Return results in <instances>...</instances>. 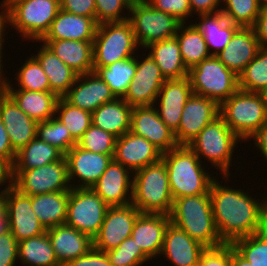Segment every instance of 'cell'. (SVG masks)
I'll use <instances>...</instances> for the list:
<instances>
[{
    "label": "cell",
    "instance_id": "55",
    "mask_svg": "<svg viewBox=\"0 0 267 266\" xmlns=\"http://www.w3.org/2000/svg\"><path fill=\"white\" fill-rule=\"evenodd\" d=\"M253 29L260 46L267 47V2H263Z\"/></svg>",
    "mask_w": 267,
    "mask_h": 266
},
{
    "label": "cell",
    "instance_id": "60",
    "mask_svg": "<svg viewBox=\"0 0 267 266\" xmlns=\"http://www.w3.org/2000/svg\"><path fill=\"white\" fill-rule=\"evenodd\" d=\"M230 266H253L241 257L230 244Z\"/></svg>",
    "mask_w": 267,
    "mask_h": 266
},
{
    "label": "cell",
    "instance_id": "39",
    "mask_svg": "<svg viewBox=\"0 0 267 266\" xmlns=\"http://www.w3.org/2000/svg\"><path fill=\"white\" fill-rule=\"evenodd\" d=\"M136 56L122 59L107 67L93 68L110 88L116 98H123L136 73Z\"/></svg>",
    "mask_w": 267,
    "mask_h": 266
},
{
    "label": "cell",
    "instance_id": "48",
    "mask_svg": "<svg viewBox=\"0 0 267 266\" xmlns=\"http://www.w3.org/2000/svg\"><path fill=\"white\" fill-rule=\"evenodd\" d=\"M132 1L133 0H95L96 23L99 25L102 23L127 21ZM125 9L128 12L127 16H125Z\"/></svg>",
    "mask_w": 267,
    "mask_h": 266
},
{
    "label": "cell",
    "instance_id": "8",
    "mask_svg": "<svg viewBox=\"0 0 267 266\" xmlns=\"http://www.w3.org/2000/svg\"><path fill=\"white\" fill-rule=\"evenodd\" d=\"M138 47L128 20L99 24L93 40V68L107 67L116 61L131 58Z\"/></svg>",
    "mask_w": 267,
    "mask_h": 266
},
{
    "label": "cell",
    "instance_id": "18",
    "mask_svg": "<svg viewBox=\"0 0 267 266\" xmlns=\"http://www.w3.org/2000/svg\"><path fill=\"white\" fill-rule=\"evenodd\" d=\"M131 172L121 163L112 160L91 189L109 207L129 205L132 202L133 193V174L131 175Z\"/></svg>",
    "mask_w": 267,
    "mask_h": 266
},
{
    "label": "cell",
    "instance_id": "4",
    "mask_svg": "<svg viewBox=\"0 0 267 266\" xmlns=\"http://www.w3.org/2000/svg\"><path fill=\"white\" fill-rule=\"evenodd\" d=\"M173 200L166 163L162 158L133 172L131 203L141 213L169 215Z\"/></svg>",
    "mask_w": 267,
    "mask_h": 266
},
{
    "label": "cell",
    "instance_id": "5",
    "mask_svg": "<svg viewBox=\"0 0 267 266\" xmlns=\"http://www.w3.org/2000/svg\"><path fill=\"white\" fill-rule=\"evenodd\" d=\"M3 9L9 19V26L20 33L22 40L39 42L48 32L60 7L58 0H2Z\"/></svg>",
    "mask_w": 267,
    "mask_h": 266
},
{
    "label": "cell",
    "instance_id": "49",
    "mask_svg": "<svg viewBox=\"0 0 267 266\" xmlns=\"http://www.w3.org/2000/svg\"><path fill=\"white\" fill-rule=\"evenodd\" d=\"M151 7L174 16L181 23H186L191 16L189 0H145Z\"/></svg>",
    "mask_w": 267,
    "mask_h": 266
},
{
    "label": "cell",
    "instance_id": "16",
    "mask_svg": "<svg viewBox=\"0 0 267 266\" xmlns=\"http://www.w3.org/2000/svg\"><path fill=\"white\" fill-rule=\"evenodd\" d=\"M220 105L207 97L192 94L185 103L178 130L174 133L178 145H188L202 129L220 114Z\"/></svg>",
    "mask_w": 267,
    "mask_h": 266
},
{
    "label": "cell",
    "instance_id": "25",
    "mask_svg": "<svg viewBox=\"0 0 267 266\" xmlns=\"http://www.w3.org/2000/svg\"><path fill=\"white\" fill-rule=\"evenodd\" d=\"M0 118L16 152L37 137L38 122L24 113L7 94L0 98Z\"/></svg>",
    "mask_w": 267,
    "mask_h": 266
},
{
    "label": "cell",
    "instance_id": "22",
    "mask_svg": "<svg viewBox=\"0 0 267 266\" xmlns=\"http://www.w3.org/2000/svg\"><path fill=\"white\" fill-rule=\"evenodd\" d=\"M162 158V152L144 137L131 131L116 139L113 160L133 172L155 163Z\"/></svg>",
    "mask_w": 267,
    "mask_h": 266
},
{
    "label": "cell",
    "instance_id": "34",
    "mask_svg": "<svg viewBox=\"0 0 267 266\" xmlns=\"http://www.w3.org/2000/svg\"><path fill=\"white\" fill-rule=\"evenodd\" d=\"M196 15L201 22L194 25L203 34L209 52L216 56L227 46L239 26L228 21L221 11Z\"/></svg>",
    "mask_w": 267,
    "mask_h": 266
},
{
    "label": "cell",
    "instance_id": "20",
    "mask_svg": "<svg viewBox=\"0 0 267 266\" xmlns=\"http://www.w3.org/2000/svg\"><path fill=\"white\" fill-rule=\"evenodd\" d=\"M192 94L188 76L180 79H166L158 93L154 106L161 120L174 133L178 130L185 103Z\"/></svg>",
    "mask_w": 267,
    "mask_h": 266
},
{
    "label": "cell",
    "instance_id": "53",
    "mask_svg": "<svg viewBox=\"0 0 267 266\" xmlns=\"http://www.w3.org/2000/svg\"><path fill=\"white\" fill-rule=\"evenodd\" d=\"M64 266H112L106 252L92 247L86 254L67 262Z\"/></svg>",
    "mask_w": 267,
    "mask_h": 266
},
{
    "label": "cell",
    "instance_id": "30",
    "mask_svg": "<svg viewBox=\"0 0 267 266\" xmlns=\"http://www.w3.org/2000/svg\"><path fill=\"white\" fill-rule=\"evenodd\" d=\"M78 74L93 72V41L40 40Z\"/></svg>",
    "mask_w": 267,
    "mask_h": 266
},
{
    "label": "cell",
    "instance_id": "31",
    "mask_svg": "<svg viewBox=\"0 0 267 266\" xmlns=\"http://www.w3.org/2000/svg\"><path fill=\"white\" fill-rule=\"evenodd\" d=\"M40 47V50L36 51L37 54L32 53L31 55H34L33 57L39 62L47 75L51 92L59 98L63 97L75 83L79 74L68 67L44 43Z\"/></svg>",
    "mask_w": 267,
    "mask_h": 266
},
{
    "label": "cell",
    "instance_id": "50",
    "mask_svg": "<svg viewBox=\"0 0 267 266\" xmlns=\"http://www.w3.org/2000/svg\"><path fill=\"white\" fill-rule=\"evenodd\" d=\"M197 266H230V244L206 248Z\"/></svg>",
    "mask_w": 267,
    "mask_h": 266
},
{
    "label": "cell",
    "instance_id": "3",
    "mask_svg": "<svg viewBox=\"0 0 267 266\" xmlns=\"http://www.w3.org/2000/svg\"><path fill=\"white\" fill-rule=\"evenodd\" d=\"M170 221L206 248L225 244L217 231L210 194L185 196L173 200Z\"/></svg>",
    "mask_w": 267,
    "mask_h": 266
},
{
    "label": "cell",
    "instance_id": "56",
    "mask_svg": "<svg viewBox=\"0 0 267 266\" xmlns=\"http://www.w3.org/2000/svg\"><path fill=\"white\" fill-rule=\"evenodd\" d=\"M222 0H189L191 16L195 13L207 14L221 11ZM221 3V4H220ZM220 7V8H219Z\"/></svg>",
    "mask_w": 267,
    "mask_h": 266
},
{
    "label": "cell",
    "instance_id": "23",
    "mask_svg": "<svg viewBox=\"0 0 267 266\" xmlns=\"http://www.w3.org/2000/svg\"><path fill=\"white\" fill-rule=\"evenodd\" d=\"M261 48L253 27H239L216 57L239 76Z\"/></svg>",
    "mask_w": 267,
    "mask_h": 266
},
{
    "label": "cell",
    "instance_id": "19",
    "mask_svg": "<svg viewBox=\"0 0 267 266\" xmlns=\"http://www.w3.org/2000/svg\"><path fill=\"white\" fill-rule=\"evenodd\" d=\"M130 131L147 139L162 153L178 146L174 132L161 120L155 106L133 107Z\"/></svg>",
    "mask_w": 267,
    "mask_h": 266
},
{
    "label": "cell",
    "instance_id": "36",
    "mask_svg": "<svg viewBox=\"0 0 267 266\" xmlns=\"http://www.w3.org/2000/svg\"><path fill=\"white\" fill-rule=\"evenodd\" d=\"M64 156L56 147L35 137L16 153L12 170H29L41 167L57 162Z\"/></svg>",
    "mask_w": 267,
    "mask_h": 266
},
{
    "label": "cell",
    "instance_id": "40",
    "mask_svg": "<svg viewBox=\"0 0 267 266\" xmlns=\"http://www.w3.org/2000/svg\"><path fill=\"white\" fill-rule=\"evenodd\" d=\"M238 87L246 92H267V47H261L238 76Z\"/></svg>",
    "mask_w": 267,
    "mask_h": 266
},
{
    "label": "cell",
    "instance_id": "58",
    "mask_svg": "<svg viewBox=\"0 0 267 266\" xmlns=\"http://www.w3.org/2000/svg\"><path fill=\"white\" fill-rule=\"evenodd\" d=\"M6 183L13 184L12 166L6 160L0 159V186Z\"/></svg>",
    "mask_w": 267,
    "mask_h": 266
},
{
    "label": "cell",
    "instance_id": "6",
    "mask_svg": "<svg viewBox=\"0 0 267 266\" xmlns=\"http://www.w3.org/2000/svg\"><path fill=\"white\" fill-rule=\"evenodd\" d=\"M219 114L241 142L249 141L267 122L266 94L238 89L220 104Z\"/></svg>",
    "mask_w": 267,
    "mask_h": 266
},
{
    "label": "cell",
    "instance_id": "35",
    "mask_svg": "<svg viewBox=\"0 0 267 266\" xmlns=\"http://www.w3.org/2000/svg\"><path fill=\"white\" fill-rule=\"evenodd\" d=\"M69 191L31 196V207L45 229L65 224Z\"/></svg>",
    "mask_w": 267,
    "mask_h": 266
},
{
    "label": "cell",
    "instance_id": "57",
    "mask_svg": "<svg viewBox=\"0 0 267 266\" xmlns=\"http://www.w3.org/2000/svg\"><path fill=\"white\" fill-rule=\"evenodd\" d=\"M251 139V140H250ZM254 139V145L256 150L259 149L260 154L265 158L267 163V122L249 138L250 141Z\"/></svg>",
    "mask_w": 267,
    "mask_h": 266
},
{
    "label": "cell",
    "instance_id": "37",
    "mask_svg": "<svg viewBox=\"0 0 267 266\" xmlns=\"http://www.w3.org/2000/svg\"><path fill=\"white\" fill-rule=\"evenodd\" d=\"M190 25L181 23L175 37L180 46V52L184 65L189 70L204 59L212 56L206 45L203 34L192 22Z\"/></svg>",
    "mask_w": 267,
    "mask_h": 266
},
{
    "label": "cell",
    "instance_id": "12",
    "mask_svg": "<svg viewBox=\"0 0 267 266\" xmlns=\"http://www.w3.org/2000/svg\"><path fill=\"white\" fill-rule=\"evenodd\" d=\"M108 207L91 188H72L69 191L65 224L93 240L101 228Z\"/></svg>",
    "mask_w": 267,
    "mask_h": 266
},
{
    "label": "cell",
    "instance_id": "2",
    "mask_svg": "<svg viewBox=\"0 0 267 266\" xmlns=\"http://www.w3.org/2000/svg\"><path fill=\"white\" fill-rule=\"evenodd\" d=\"M162 159L166 163L173 199L210 193L216 177L206 172L203 161L188 145H178L162 153Z\"/></svg>",
    "mask_w": 267,
    "mask_h": 266
},
{
    "label": "cell",
    "instance_id": "24",
    "mask_svg": "<svg viewBox=\"0 0 267 266\" xmlns=\"http://www.w3.org/2000/svg\"><path fill=\"white\" fill-rule=\"evenodd\" d=\"M205 249L204 245L170 222L160 255L167 257L174 266H197Z\"/></svg>",
    "mask_w": 267,
    "mask_h": 266
},
{
    "label": "cell",
    "instance_id": "7",
    "mask_svg": "<svg viewBox=\"0 0 267 266\" xmlns=\"http://www.w3.org/2000/svg\"><path fill=\"white\" fill-rule=\"evenodd\" d=\"M241 139L228 127L219 115L206 125L202 131L188 144L200 161L202 158L219 169L223 181L230 177L229 170L233 162L232 156Z\"/></svg>",
    "mask_w": 267,
    "mask_h": 266
},
{
    "label": "cell",
    "instance_id": "44",
    "mask_svg": "<svg viewBox=\"0 0 267 266\" xmlns=\"http://www.w3.org/2000/svg\"><path fill=\"white\" fill-rule=\"evenodd\" d=\"M37 137L56 147L64 155L77 144L66 126L55 116L46 121L38 122Z\"/></svg>",
    "mask_w": 267,
    "mask_h": 266
},
{
    "label": "cell",
    "instance_id": "26",
    "mask_svg": "<svg viewBox=\"0 0 267 266\" xmlns=\"http://www.w3.org/2000/svg\"><path fill=\"white\" fill-rule=\"evenodd\" d=\"M170 222L169 215L164 214L140 213L137 217L131 236L151 260L158 255L160 257Z\"/></svg>",
    "mask_w": 267,
    "mask_h": 266
},
{
    "label": "cell",
    "instance_id": "13",
    "mask_svg": "<svg viewBox=\"0 0 267 266\" xmlns=\"http://www.w3.org/2000/svg\"><path fill=\"white\" fill-rule=\"evenodd\" d=\"M2 204L7 217L8 230L20 242L46 232L31 207V196L22 194L13 184L3 187Z\"/></svg>",
    "mask_w": 267,
    "mask_h": 266
},
{
    "label": "cell",
    "instance_id": "54",
    "mask_svg": "<svg viewBox=\"0 0 267 266\" xmlns=\"http://www.w3.org/2000/svg\"><path fill=\"white\" fill-rule=\"evenodd\" d=\"M16 153L17 152L12 148L6 128L0 118V159L6 160L13 166Z\"/></svg>",
    "mask_w": 267,
    "mask_h": 266
},
{
    "label": "cell",
    "instance_id": "51",
    "mask_svg": "<svg viewBox=\"0 0 267 266\" xmlns=\"http://www.w3.org/2000/svg\"><path fill=\"white\" fill-rule=\"evenodd\" d=\"M18 260V241L7 230L0 235V266H15Z\"/></svg>",
    "mask_w": 267,
    "mask_h": 266
},
{
    "label": "cell",
    "instance_id": "11",
    "mask_svg": "<svg viewBox=\"0 0 267 266\" xmlns=\"http://www.w3.org/2000/svg\"><path fill=\"white\" fill-rule=\"evenodd\" d=\"M13 186L22 194L33 196L50 192L70 191L66 157L29 170H12Z\"/></svg>",
    "mask_w": 267,
    "mask_h": 266
},
{
    "label": "cell",
    "instance_id": "63",
    "mask_svg": "<svg viewBox=\"0 0 267 266\" xmlns=\"http://www.w3.org/2000/svg\"><path fill=\"white\" fill-rule=\"evenodd\" d=\"M2 205V194H0V206Z\"/></svg>",
    "mask_w": 267,
    "mask_h": 266
},
{
    "label": "cell",
    "instance_id": "21",
    "mask_svg": "<svg viewBox=\"0 0 267 266\" xmlns=\"http://www.w3.org/2000/svg\"><path fill=\"white\" fill-rule=\"evenodd\" d=\"M63 98L71 105L92 113L116 97L109 86L95 72H90L79 74Z\"/></svg>",
    "mask_w": 267,
    "mask_h": 266
},
{
    "label": "cell",
    "instance_id": "61",
    "mask_svg": "<svg viewBox=\"0 0 267 266\" xmlns=\"http://www.w3.org/2000/svg\"><path fill=\"white\" fill-rule=\"evenodd\" d=\"M3 63L0 62V98L6 95L7 88H8V80L7 77H4L5 74H3Z\"/></svg>",
    "mask_w": 267,
    "mask_h": 266
},
{
    "label": "cell",
    "instance_id": "52",
    "mask_svg": "<svg viewBox=\"0 0 267 266\" xmlns=\"http://www.w3.org/2000/svg\"><path fill=\"white\" fill-rule=\"evenodd\" d=\"M60 7L66 12L92 17L96 21L95 0H60Z\"/></svg>",
    "mask_w": 267,
    "mask_h": 266
},
{
    "label": "cell",
    "instance_id": "43",
    "mask_svg": "<svg viewBox=\"0 0 267 266\" xmlns=\"http://www.w3.org/2000/svg\"><path fill=\"white\" fill-rule=\"evenodd\" d=\"M225 2V3H223ZM221 13L239 27H253L260 13L262 0H222Z\"/></svg>",
    "mask_w": 267,
    "mask_h": 266
},
{
    "label": "cell",
    "instance_id": "28",
    "mask_svg": "<svg viewBox=\"0 0 267 266\" xmlns=\"http://www.w3.org/2000/svg\"><path fill=\"white\" fill-rule=\"evenodd\" d=\"M97 26L92 17L78 16L60 9L41 40L93 41Z\"/></svg>",
    "mask_w": 267,
    "mask_h": 266
},
{
    "label": "cell",
    "instance_id": "46",
    "mask_svg": "<svg viewBox=\"0 0 267 266\" xmlns=\"http://www.w3.org/2000/svg\"><path fill=\"white\" fill-rule=\"evenodd\" d=\"M112 266H141L151 260L135 243L132 236L123 240L117 248L106 252Z\"/></svg>",
    "mask_w": 267,
    "mask_h": 266
},
{
    "label": "cell",
    "instance_id": "45",
    "mask_svg": "<svg viewBox=\"0 0 267 266\" xmlns=\"http://www.w3.org/2000/svg\"><path fill=\"white\" fill-rule=\"evenodd\" d=\"M27 57L25 63L18 69L16 73V83L18 89L51 92L50 83L47 75L39 62L32 56Z\"/></svg>",
    "mask_w": 267,
    "mask_h": 266
},
{
    "label": "cell",
    "instance_id": "29",
    "mask_svg": "<svg viewBox=\"0 0 267 266\" xmlns=\"http://www.w3.org/2000/svg\"><path fill=\"white\" fill-rule=\"evenodd\" d=\"M8 82L7 95L31 119L37 122L46 121L56 114L59 97L53 92L29 91L13 88Z\"/></svg>",
    "mask_w": 267,
    "mask_h": 266
},
{
    "label": "cell",
    "instance_id": "17",
    "mask_svg": "<svg viewBox=\"0 0 267 266\" xmlns=\"http://www.w3.org/2000/svg\"><path fill=\"white\" fill-rule=\"evenodd\" d=\"M65 157L72 188H91L113 160V156L87 151L77 144L65 154ZM75 179L79 184H72V181L76 182Z\"/></svg>",
    "mask_w": 267,
    "mask_h": 266
},
{
    "label": "cell",
    "instance_id": "42",
    "mask_svg": "<svg viewBox=\"0 0 267 266\" xmlns=\"http://www.w3.org/2000/svg\"><path fill=\"white\" fill-rule=\"evenodd\" d=\"M234 250L253 266H267V227L253 235L236 239Z\"/></svg>",
    "mask_w": 267,
    "mask_h": 266
},
{
    "label": "cell",
    "instance_id": "10",
    "mask_svg": "<svg viewBox=\"0 0 267 266\" xmlns=\"http://www.w3.org/2000/svg\"><path fill=\"white\" fill-rule=\"evenodd\" d=\"M129 15L139 48L175 37L181 24L174 16L151 7L145 0H133Z\"/></svg>",
    "mask_w": 267,
    "mask_h": 266
},
{
    "label": "cell",
    "instance_id": "41",
    "mask_svg": "<svg viewBox=\"0 0 267 266\" xmlns=\"http://www.w3.org/2000/svg\"><path fill=\"white\" fill-rule=\"evenodd\" d=\"M55 114V117L66 126L76 141L92 125L91 112L71 105L63 97L58 99Z\"/></svg>",
    "mask_w": 267,
    "mask_h": 266
},
{
    "label": "cell",
    "instance_id": "38",
    "mask_svg": "<svg viewBox=\"0 0 267 266\" xmlns=\"http://www.w3.org/2000/svg\"><path fill=\"white\" fill-rule=\"evenodd\" d=\"M18 260L24 266H61L47 232L18 242Z\"/></svg>",
    "mask_w": 267,
    "mask_h": 266
},
{
    "label": "cell",
    "instance_id": "33",
    "mask_svg": "<svg viewBox=\"0 0 267 266\" xmlns=\"http://www.w3.org/2000/svg\"><path fill=\"white\" fill-rule=\"evenodd\" d=\"M144 49L156 62L165 79H180L188 76V69L184 65L180 46L176 37L153 42Z\"/></svg>",
    "mask_w": 267,
    "mask_h": 266
},
{
    "label": "cell",
    "instance_id": "47",
    "mask_svg": "<svg viewBox=\"0 0 267 266\" xmlns=\"http://www.w3.org/2000/svg\"><path fill=\"white\" fill-rule=\"evenodd\" d=\"M117 137L93 124L83 133L77 145L87 151L114 156Z\"/></svg>",
    "mask_w": 267,
    "mask_h": 266
},
{
    "label": "cell",
    "instance_id": "1",
    "mask_svg": "<svg viewBox=\"0 0 267 266\" xmlns=\"http://www.w3.org/2000/svg\"><path fill=\"white\" fill-rule=\"evenodd\" d=\"M217 180V177L213 180L209 194L221 240L231 244L236 239L264 230L267 227V196L261 202L248 191L223 186Z\"/></svg>",
    "mask_w": 267,
    "mask_h": 266
},
{
    "label": "cell",
    "instance_id": "9",
    "mask_svg": "<svg viewBox=\"0 0 267 266\" xmlns=\"http://www.w3.org/2000/svg\"><path fill=\"white\" fill-rule=\"evenodd\" d=\"M194 94L216 101L219 105L238 89V76L230 71L216 56L204 59L188 70Z\"/></svg>",
    "mask_w": 267,
    "mask_h": 266
},
{
    "label": "cell",
    "instance_id": "27",
    "mask_svg": "<svg viewBox=\"0 0 267 266\" xmlns=\"http://www.w3.org/2000/svg\"><path fill=\"white\" fill-rule=\"evenodd\" d=\"M58 263L67 262L86 254L93 247V240L67 224L46 229Z\"/></svg>",
    "mask_w": 267,
    "mask_h": 266
},
{
    "label": "cell",
    "instance_id": "62",
    "mask_svg": "<svg viewBox=\"0 0 267 266\" xmlns=\"http://www.w3.org/2000/svg\"><path fill=\"white\" fill-rule=\"evenodd\" d=\"M8 230L7 217L3 204L0 206V235Z\"/></svg>",
    "mask_w": 267,
    "mask_h": 266
},
{
    "label": "cell",
    "instance_id": "59",
    "mask_svg": "<svg viewBox=\"0 0 267 266\" xmlns=\"http://www.w3.org/2000/svg\"><path fill=\"white\" fill-rule=\"evenodd\" d=\"M0 62H3L2 58H3V52L2 50L4 49L3 48V45H5V38H3L6 34L5 31V27H9L7 26L9 24V19H8V16L6 14V12L4 10H0ZM7 24V25H6Z\"/></svg>",
    "mask_w": 267,
    "mask_h": 266
},
{
    "label": "cell",
    "instance_id": "32",
    "mask_svg": "<svg viewBox=\"0 0 267 266\" xmlns=\"http://www.w3.org/2000/svg\"><path fill=\"white\" fill-rule=\"evenodd\" d=\"M132 110L133 107L123 98H115L91 113L92 124L112 133L117 138L121 137L130 131Z\"/></svg>",
    "mask_w": 267,
    "mask_h": 266
},
{
    "label": "cell",
    "instance_id": "15",
    "mask_svg": "<svg viewBox=\"0 0 267 266\" xmlns=\"http://www.w3.org/2000/svg\"><path fill=\"white\" fill-rule=\"evenodd\" d=\"M140 213L132 203L108 207L101 228L93 238V247L103 252L117 248L123 240L131 236Z\"/></svg>",
    "mask_w": 267,
    "mask_h": 266
},
{
    "label": "cell",
    "instance_id": "14",
    "mask_svg": "<svg viewBox=\"0 0 267 266\" xmlns=\"http://www.w3.org/2000/svg\"><path fill=\"white\" fill-rule=\"evenodd\" d=\"M138 57H136V73L123 99L131 107L154 106L166 79L149 54L142 60H138Z\"/></svg>",
    "mask_w": 267,
    "mask_h": 266
}]
</instances>
